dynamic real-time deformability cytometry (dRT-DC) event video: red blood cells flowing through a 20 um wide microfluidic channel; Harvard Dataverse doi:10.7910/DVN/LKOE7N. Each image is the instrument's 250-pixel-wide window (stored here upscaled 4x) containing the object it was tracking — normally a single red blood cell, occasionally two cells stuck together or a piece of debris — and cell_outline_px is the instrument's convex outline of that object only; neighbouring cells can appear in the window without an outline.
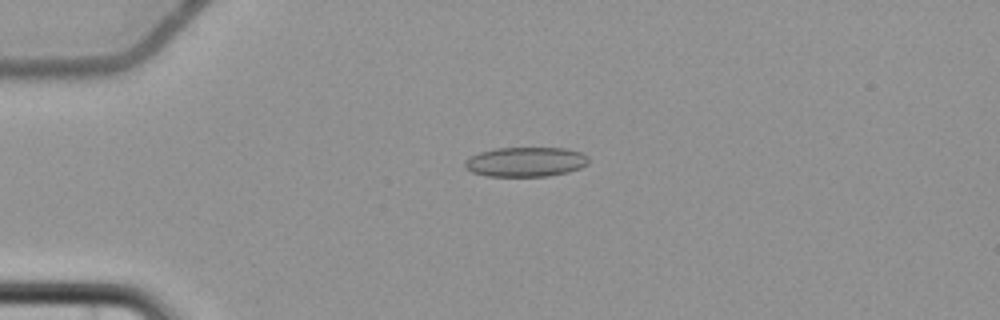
{"species": "common noctule bat (a hibernating species)", "species_latin": "Nyctalus noctula", "temperature_condition": "cold", "stored_images_in_passage": 7, "camera_frame_rate_fps": 3000, "um_per_image_px": 0.085, "animal": {"sex": "female", "body_mass_g": 22.7, "forearm_length_mm": 54.2}, "frame": {"image": 1, "passage_image": 5, "time_ms": 4.667, "image_size_px": [1000, 320], "cell_outline_px": [[588, 164], [580, 168], [568, 172], [548, 176], [488, 176], [472, 172], [464, 168], [464, 160], [468, 156], [480, 152], [496, 148], [568, 148], [580, 152], [588, 156]], "centroid_in_image_um": [44.66, 13.75], "position_along_channel_um": 40.3, "area_um2": 21.56}}
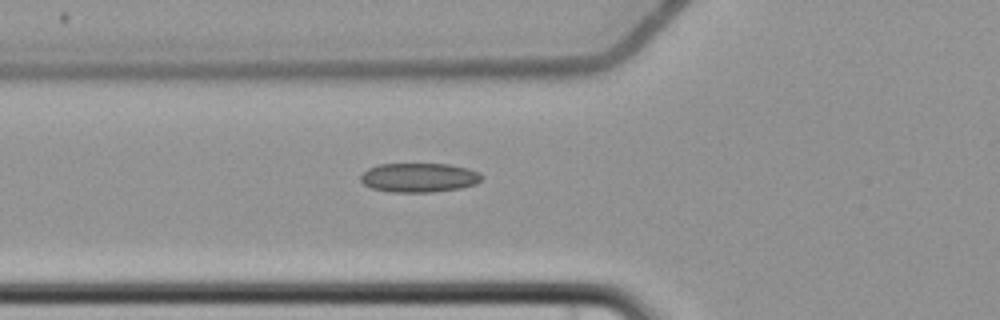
{"frame": {"image": 2, "passage_image": 7, "time_ms": 7.0, "image_size_px": [1000, 320], "cell_outline_px": [[484, 176], [476, 184], [460, 188], [432, 192], [388, 192], [372, 188], [364, 184], [360, 180], [360, 176], [368, 168], [380, 164], [448, 164], [468, 168], [480, 172]], "centroid_in_image_um": [35.63, 15.09], "position_along_channel_um": 90.2, "area_um2": 20.69}}